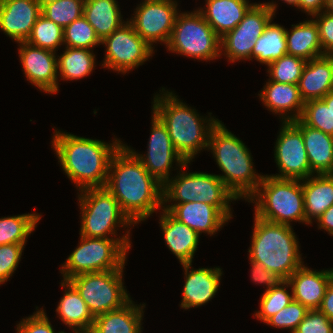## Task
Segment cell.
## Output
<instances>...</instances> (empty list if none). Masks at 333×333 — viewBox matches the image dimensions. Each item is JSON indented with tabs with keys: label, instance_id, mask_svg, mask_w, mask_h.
I'll use <instances>...</instances> for the list:
<instances>
[{
	"label": "cell",
	"instance_id": "6da1fadb",
	"mask_svg": "<svg viewBox=\"0 0 333 333\" xmlns=\"http://www.w3.org/2000/svg\"><path fill=\"white\" fill-rule=\"evenodd\" d=\"M106 189L135 224L162 209L163 184L154 178L125 144L111 158Z\"/></svg>",
	"mask_w": 333,
	"mask_h": 333
},
{
	"label": "cell",
	"instance_id": "7a4b0ae2",
	"mask_svg": "<svg viewBox=\"0 0 333 333\" xmlns=\"http://www.w3.org/2000/svg\"><path fill=\"white\" fill-rule=\"evenodd\" d=\"M106 143L55 130L52 147L69 179L79 187H105L112 156L122 145L114 139Z\"/></svg>",
	"mask_w": 333,
	"mask_h": 333
},
{
	"label": "cell",
	"instance_id": "3957f363",
	"mask_svg": "<svg viewBox=\"0 0 333 333\" xmlns=\"http://www.w3.org/2000/svg\"><path fill=\"white\" fill-rule=\"evenodd\" d=\"M162 92V96L155 95L152 110L165 124L176 152L190 163L199 151L208 149L210 133L220 120L212 118L211 113L209 119H204L174 93L165 88Z\"/></svg>",
	"mask_w": 333,
	"mask_h": 333
},
{
	"label": "cell",
	"instance_id": "277c9868",
	"mask_svg": "<svg viewBox=\"0 0 333 333\" xmlns=\"http://www.w3.org/2000/svg\"><path fill=\"white\" fill-rule=\"evenodd\" d=\"M214 159L224 175H218L237 199H248L256 192L263 175L253 167L249 149L219 121L208 142Z\"/></svg>",
	"mask_w": 333,
	"mask_h": 333
},
{
	"label": "cell",
	"instance_id": "5b68a950",
	"mask_svg": "<svg viewBox=\"0 0 333 333\" xmlns=\"http://www.w3.org/2000/svg\"><path fill=\"white\" fill-rule=\"evenodd\" d=\"M249 260L287 280L303 265L292 226L277 224L254 216Z\"/></svg>",
	"mask_w": 333,
	"mask_h": 333
},
{
	"label": "cell",
	"instance_id": "8992f818",
	"mask_svg": "<svg viewBox=\"0 0 333 333\" xmlns=\"http://www.w3.org/2000/svg\"><path fill=\"white\" fill-rule=\"evenodd\" d=\"M264 175L248 202H255V216L272 223L291 226V221L306 223L303 183Z\"/></svg>",
	"mask_w": 333,
	"mask_h": 333
},
{
	"label": "cell",
	"instance_id": "52a82bcc",
	"mask_svg": "<svg viewBox=\"0 0 333 333\" xmlns=\"http://www.w3.org/2000/svg\"><path fill=\"white\" fill-rule=\"evenodd\" d=\"M121 238H95L81 236L77 248L61 266L63 280L84 273L110 271L125 266L130 249V232Z\"/></svg>",
	"mask_w": 333,
	"mask_h": 333
},
{
	"label": "cell",
	"instance_id": "ba28073f",
	"mask_svg": "<svg viewBox=\"0 0 333 333\" xmlns=\"http://www.w3.org/2000/svg\"><path fill=\"white\" fill-rule=\"evenodd\" d=\"M78 195L81 208L80 236L109 238L116 236V227H127L133 222L120 208L117 199L106 187L86 188ZM119 224V225H118ZM108 234V235H107Z\"/></svg>",
	"mask_w": 333,
	"mask_h": 333
},
{
	"label": "cell",
	"instance_id": "9c48e42d",
	"mask_svg": "<svg viewBox=\"0 0 333 333\" xmlns=\"http://www.w3.org/2000/svg\"><path fill=\"white\" fill-rule=\"evenodd\" d=\"M166 47L172 53L197 60L210 61L221 56L220 37L198 10L177 14Z\"/></svg>",
	"mask_w": 333,
	"mask_h": 333
},
{
	"label": "cell",
	"instance_id": "30bf717a",
	"mask_svg": "<svg viewBox=\"0 0 333 333\" xmlns=\"http://www.w3.org/2000/svg\"><path fill=\"white\" fill-rule=\"evenodd\" d=\"M123 269L84 273L67 281L85 301L93 317L122 308L131 299L123 284Z\"/></svg>",
	"mask_w": 333,
	"mask_h": 333
},
{
	"label": "cell",
	"instance_id": "8fae6325",
	"mask_svg": "<svg viewBox=\"0 0 333 333\" xmlns=\"http://www.w3.org/2000/svg\"><path fill=\"white\" fill-rule=\"evenodd\" d=\"M276 8L274 2L255 3L234 29L220 38L221 54L224 51L230 62L251 60L255 41L262 35L268 23L273 21Z\"/></svg>",
	"mask_w": 333,
	"mask_h": 333
},
{
	"label": "cell",
	"instance_id": "7c38bea8",
	"mask_svg": "<svg viewBox=\"0 0 333 333\" xmlns=\"http://www.w3.org/2000/svg\"><path fill=\"white\" fill-rule=\"evenodd\" d=\"M101 44L107 47L102 67L123 74L142 65L154 53L153 47L136 33L129 21L104 38Z\"/></svg>",
	"mask_w": 333,
	"mask_h": 333
},
{
	"label": "cell",
	"instance_id": "4fadbf2b",
	"mask_svg": "<svg viewBox=\"0 0 333 333\" xmlns=\"http://www.w3.org/2000/svg\"><path fill=\"white\" fill-rule=\"evenodd\" d=\"M135 10L136 13L129 22L136 33L151 47L158 41L167 45L179 12L177 2L144 0Z\"/></svg>",
	"mask_w": 333,
	"mask_h": 333
},
{
	"label": "cell",
	"instance_id": "5bb4252c",
	"mask_svg": "<svg viewBox=\"0 0 333 333\" xmlns=\"http://www.w3.org/2000/svg\"><path fill=\"white\" fill-rule=\"evenodd\" d=\"M274 153L280 174L270 176L304 180L314 175L310 169L302 132L292 121H283Z\"/></svg>",
	"mask_w": 333,
	"mask_h": 333
},
{
	"label": "cell",
	"instance_id": "9a60e30c",
	"mask_svg": "<svg viewBox=\"0 0 333 333\" xmlns=\"http://www.w3.org/2000/svg\"><path fill=\"white\" fill-rule=\"evenodd\" d=\"M151 135L146 155L138 154L130 149L136 157L141 161L146 170L156 178L161 184H165L169 180L170 169L175 160L184 171L189 162L176 152L168 134L165 124L153 112Z\"/></svg>",
	"mask_w": 333,
	"mask_h": 333
},
{
	"label": "cell",
	"instance_id": "2e32d148",
	"mask_svg": "<svg viewBox=\"0 0 333 333\" xmlns=\"http://www.w3.org/2000/svg\"><path fill=\"white\" fill-rule=\"evenodd\" d=\"M19 57L24 74L40 91L58 92V67L56 52L33 46L26 41L18 42Z\"/></svg>",
	"mask_w": 333,
	"mask_h": 333
},
{
	"label": "cell",
	"instance_id": "e0dca14e",
	"mask_svg": "<svg viewBox=\"0 0 333 333\" xmlns=\"http://www.w3.org/2000/svg\"><path fill=\"white\" fill-rule=\"evenodd\" d=\"M41 15V0H0V29L15 42L27 41Z\"/></svg>",
	"mask_w": 333,
	"mask_h": 333
},
{
	"label": "cell",
	"instance_id": "ac0fdd59",
	"mask_svg": "<svg viewBox=\"0 0 333 333\" xmlns=\"http://www.w3.org/2000/svg\"><path fill=\"white\" fill-rule=\"evenodd\" d=\"M162 206L178 221L184 223L199 235L204 232L214 235L228 219L213 205L205 202H187ZM164 207V208H163Z\"/></svg>",
	"mask_w": 333,
	"mask_h": 333
},
{
	"label": "cell",
	"instance_id": "d6986e66",
	"mask_svg": "<svg viewBox=\"0 0 333 333\" xmlns=\"http://www.w3.org/2000/svg\"><path fill=\"white\" fill-rule=\"evenodd\" d=\"M185 270V284L181 308L190 309L199 307L210 301L220 285L222 269L219 268H192V263L181 264ZM190 268H192L190 270ZM190 270V271H189Z\"/></svg>",
	"mask_w": 333,
	"mask_h": 333
},
{
	"label": "cell",
	"instance_id": "ffe728a7",
	"mask_svg": "<svg viewBox=\"0 0 333 333\" xmlns=\"http://www.w3.org/2000/svg\"><path fill=\"white\" fill-rule=\"evenodd\" d=\"M333 279L331 270L316 271L302 265L288 279L293 300L308 310L319 309L328 284Z\"/></svg>",
	"mask_w": 333,
	"mask_h": 333
},
{
	"label": "cell",
	"instance_id": "44dd1931",
	"mask_svg": "<svg viewBox=\"0 0 333 333\" xmlns=\"http://www.w3.org/2000/svg\"><path fill=\"white\" fill-rule=\"evenodd\" d=\"M298 88L304 102L322 99L333 91V56L323 55L308 60L303 68Z\"/></svg>",
	"mask_w": 333,
	"mask_h": 333
},
{
	"label": "cell",
	"instance_id": "7402d4cb",
	"mask_svg": "<svg viewBox=\"0 0 333 333\" xmlns=\"http://www.w3.org/2000/svg\"><path fill=\"white\" fill-rule=\"evenodd\" d=\"M259 96L271 112L281 115L282 122L300 119L305 102L301 98L298 85L269 80ZM289 111H294L295 113L286 116Z\"/></svg>",
	"mask_w": 333,
	"mask_h": 333
},
{
	"label": "cell",
	"instance_id": "603a6c76",
	"mask_svg": "<svg viewBox=\"0 0 333 333\" xmlns=\"http://www.w3.org/2000/svg\"><path fill=\"white\" fill-rule=\"evenodd\" d=\"M160 226L166 246L179 259L181 264L192 263L199 242V234L162 209Z\"/></svg>",
	"mask_w": 333,
	"mask_h": 333
},
{
	"label": "cell",
	"instance_id": "cb8c5ba5",
	"mask_svg": "<svg viewBox=\"0 0 333 333\" xmlns=\"http://www.w3.org/2000/svg\"><path fill=\"white\" fill-rule=\"evenodd\" d=\"M302 132L310 169L313 174H333V136L292 121Z\"/></svg>",
	"mask_w": 333,
	"mask_h": 333
},
{
	"label": "cell",
	"instance_id": "d4e9b609",
	"mask_svg": "<svg viewBox=\"0 0 333 333\" xmlns=\"http://www.w3.org/2000/svg\"><path fill=\"white\" fill-rule=\"evenodd\" d=\"M254 4L248 0H206V10L198 11L221 38L240 23Z\"/></svg>",
	"mask_w": 333,
	"mask_h": 333
},
{
	"label": "cell",
	"instance_id": "484cf974",
	"mask_svg": "<svg viewBox=\"0 0 333 333\" xmlns=\"http://www.w3.org/2000/svg\"><path fill=\"white\" fill-rule=\"evenodd\" d=\"M143 307L131 299L122 308L95 317L89 333H141Z\"/></svg>",
	"mask_w": 333,
	"mask_h": 333
},
{
	"label": "cell",
	"instance_id": "4316f807",
	"mask_svg": "<svg viewBox=\"0 0 333 333\" xmlns=\"http://www.w3.org/2000/svg\"><path fill=\"white\" fill-rule=\"evenodd\" d=\"M302 181L306 224H311L333 205V174H316Z\"/></svg>",
	"mask_w": 333,
	"mask_h": 333
},
{
	"label": "cell",
	"instance_id": "83f0119b",
	"mask_svg": "<svg viewBox=\"0 0 333 333\" xmlns=\"http://www.w3.org/2000/svg\"><path fill=\"white\" fill-rule=\"evenodd\" d=\"M61 286L65 288V294L56 308L59 319L74 332L89 333L95 318L85 301L68 281L62 280Z\"/></svg>",
	"mask_w": 333,
	"mask_h": 333
},
{
	"label": "cell",
	"instance_id": "f1b7e54d",
	"mask_svg": "<svg viewBox=\"0 0 333 333\" xmlns=\"http://www.w3.org/2000/svg\"><path fill=\"white\" fill-rule=\"evenodd\" d=\"M291 31L286 30L287 54L306 61L323 56L318 26L312 20L292 25Z\"/></svg>",
	"mask_w": 333,
	"mask_h": 333
},
{
	"label": "cell",
	"instance_id": "f546056e",
	"mask_svg": "<svg viewBox=\"0 0 333 333\" xmlns=\"http://www.w3.org/2000/svg\"><path fill=\"white\" fill-rule=\"evenodd\" d=\"M118 6L116 0H85L83 16L94 28L100 41L125 23Z\"/></svg>",
	"mask_w": 333,
	"mask_h": 333
},
{
	"label": "cell",
	"instance_id": "4dcf8cb0",
	"mask_svg": "<svg viewBox=\"0 0 333 333\" xmlns=\"http://www.w3.org/2000/svg\"><path fill=\"white\" fill-rule=\"evenodd\" d=\"M270 21L264 32L255 41L251 59L255 58L261 64L269 65L287 54L286 29Z\"/></svg>",
	"mask_w": 333,
	"mask_h": 333
},
{
	"label": "cell",
	"instance_id": "1f68e13d",
	"mask_svg": "<svg viewBox=\"0 0 333 333\" xmlns=\"http://www.w3.org/2000/svg\"><path fill=\"white\" fill-rule=\"evenodd\" d=\"M94 53L85 48L66 47L57 57L58 75L63 80H78L89 75L95 68Z\"/></svg>",
	"mask_w": 333,
	"mask_h": 333
},
{
	"label": "cell",
	"instance_id": "d6a6232c",
	"mask_svg": "<svg viewBox=\"0 0 333 333\" xmlns=\"http://www.w3.org/2000/svg\"><path fill=\"white\" fill-rule=\"evenodd\" d=\"M237 200L218 175L201 172V189L195 201L215 206L228 220L232 218L230 201Z\"/></svg>",
	"mask_w": 333,
	"mask_h": 333
},
{
	"label": "cell",
	"instance_id": "836d02e7",
	"mask_svg": "<svg viewBox=\"0 0 333 333\" xmlns=\"http://www.w3.org/2000/svg\"><path fill=\"white\" fill-rule=\"evenodd\" d=\"M201 189V172L179 174L163 185V204L175 201L174 204L195 201ZM178 201V202H177Z\"/></svg>",
	"mask_w": 333,
	"mask_h": 333
},
{
	"label": "cell",
	"instance_id": "e575fe53",
	"mask_svg": "<svg viewBox=\"0 0 333 333\" xmlns=\"http://www.w3.org/2000/svg\"><path fill=\"white\" fill-rule=\"evenodd\" d=\"M40 214H22L0 218V245L25 244L40 220Z\"/></svg>",
	"mask_w": 333,
	"mask_h": 333
},
{
	"label": "cell",
	"instance_id": "d590c367",
	"mask_svg": "<svg viewBox=\"0 0 333 333\" xmlns=\"http://www.w3.org/2000/svg\"><path fill=\"white\" fill-rule=\"evenodd\" d=\"M85 0H41V14L63 29L83 15Z\"/></svg>",
	"mask_w": 333,
	"mask_h": 333
},
{
	"label": "cell",
	"instance_id": "8d00e7d4",
	"mask_svg": "<svg viewBox=\"0 0 333 333\" xmlns=\"http://www.w3.org/2000/svg\"><path fill=\"white\" fill-rule=\"evenodd\" d=\"M26 42L55 52L56 48L64 44L63 28L41 14Z\"/></svg>",
	"mask_w": 333,
	"mask_h": 333
},
{
	"label": "cell",
	"instance_id": "74e56055",
	"mask_svg": "<svg viewBox=\"0 0 333 333\" xmlns=\"http://www.w3.org/2000/svg\"><path fill=\"white\" fill-rule=\"evenodd\" d=\"M66 47L92 49L101 44L94 28L82 15L63 29Z\"/></svg>",
	"mask_w": 333,
	"mask_h": 333
},
{
	"label": "cell",
	"instance_id": "f35d334b",
	"mask_svg": "<svg viewBox=\"0 0 333 333\" xmlns=\"http://www.w3.org/2000/svg\"><path fill=\"white\" fill-rule=\"evenodd\" d=\"M306 62L302 58L285 54L267 66L269 80L298 85Z\"/></svg>",
	"mask_w": 333,
	"mask_h": 333
},
{
	"label": "cell",
	"instance_id": "ab89813d",
	"mask_svg": "<svg viewBox=\"0 0 333 333\" xmlns=\"http://www.w3.org/2000/svg\"><path fill=\"white\" fill-rule=\"evenodd\" d=\"M300 120L309 127L333 136L332 109L322 99L305 102Z\"/></svg>",
	"mask_w": 333,
	"mask_h": 333
},
{
	"label": "cell",
	"instance_id": "60d3db41",
	"mask_svg": "<svg viewBox=\"0 0 333 333\" xmlns=\"http://www.w3.org/2000/svg\"><path fill=\"white\" fill-rule=\"evenodd\" d=\"M286 287H291L287 280L278 287L265 291L260 299L261 310L254 313L255 317L265 323L271 316L285 308L293 300V294H289Z\"/></svg>",
	"mask_w": 333,
	"mask_h": 333
},
{
	"label": "cell",
	"instance_id": "b9f144b4",
	"mask_svg": "<svg viewBox=\"0 0 333 333\" xmlns=\"http://www.w3.org/2000/svg\"><path fill=\"white\" fill-rule=\"evenodd\" d=\"M308 309L300 302L292 300L285 308L271 316L265 323L275 328H288L291 333L297 329Z\"/></svg>",
	"mask_w": 333,
	"mask_h": 333
},
{
	"label": "cell",
	"instance_id": "7bdbcfd3",
	"mask_svg": "<svg viewBox=\"0 0 333 333\" xmlns=\"http://www.w3.org/2000/svg\"><path fill=\"white\" fill-rule=\"evenodd\" d=\"M25 244L0 245V284L8 281L21 259Z\"/></svg>",
	"mask_w": 333,
	"mask_h": 333
},
{
	"label": "cell",
	"instance_id": "ee69618b",
	"mask_svg": "<svg viewBox=\"0 0 333 333\" xmlns=\"http://www.w3.org/2000/svg\"><path fill=\"white\" fill-rule=\"evenodd\" d=\"M294 333H333V322L319 309L308 310Z\"/></svg>",
	"mask_w": 333,
	"mask_h": 333
},
{
	"label": "cell",
	"instance_id": "f6af8a7d",
	"mask_svg": "<svg viewBox=\"0 0 333 333\" xmlns=\"http://www.w3.org/2000/svg\"><path fill=\"white\" fill-rule=\"evenodd\" d=\"M16 330L17 333H55L45 311L42 309L26 319H22ZM58 333H64V331Z\"/></svg>",
	"mask_w": 333,
	"mask_h": 333
},
{
	"label": "cell",
	"instance_id": "bcb514c9",
	"mask_svg": "<svg viewBox=\"0 0 333 333\" xmlns=\"http://www.w3.org/2000/svg\"><path fill=\"white\" fill-rule=\"evenodd\" d=\"M315 22L318 26L321 47L324 55H333V14L326 11L316 13Z\"/></svg>",
	"mask_w": 333,
	"mask_h": 333
},
{
	"label": "cell",
	"instance_id": "7dc6e473",
	"mask_svg": "<svg viewBox=\"0 0 333 333\" xmlns=\"http://www.w3.org/2000/svg\"><path fill=\"white\" fill-rule=\"evenodd\" d=\"M251 273H252V279L254 282H257L259 284H265L267 286L266 291H268L271 288L278 287L281 283L285 281L283 277H281L277 273H273L269 270H267L264 266L261 264H258L254 261H251Z\"/></svg>",
	"mask_w": 333,
	"mask_h": 333
},
{
	"label": "cell",
	"instance_id": "c3c4849f",
	"mask_svg": "<svg viewBox=\"0 0 333 333\" xmlns=\"http://www.w3.org/2000/svg\"><path fill=\"white\" fill-rule=\"evenodd\" d=\"M319 310L333 322V279L326 288Z\"/></svg>",
	"mask_w": 333,
	"mask_h": 333
},
{
	"label": "cell",
	"instance_id": "681fc988",
	"mask_svg": "<svg viewBox=\"0 0 333 333\" xmlns=\"http://www.w3.org/2000/svg\"><path fill=\"white\" fill-rule=\"evenodd\" d=\"M326 0H299L298 9L307 12L308 15H315L324 10Z\"/></svg>",
	"mask_w": 333,
	"mask_h": 333
},
{
	"label": "cell",
	"instance_id": "f907efd6",
	"mask_svg": "<svg viewBox=\"0 0 333 333\" xmlns=\"http://www.w3.org/2000/svg\"><path fill=\"white\" fill-rule=\"evenodd\" d=\"M318 227L333 236V205H331L318 219Z\"/></svg>",
	"mask_w": 333,
	"mask_h": 333
},
{
	"label": "cell",
	"instance_id": "816d5d0a",
	"mask_svg": "<svg viewBox=\"0 0 333 333\" xmlns=\"http://www.w3.org/2000/svg\"><path fill=\"white\" fill-rule=\"evenodd\" d=\"M322 100L327 104V106H330L332 109V114H333V91H330L327 93Z\"/></svg>",
	"mask_w": 333,
	"mask_h": 333
},
{
	"label": "cell",
	"instance_id": "f5cc1de1",
	"mask_svg": "<svg viewBox=\"0 0 333 333\" xmlns=\"http://www.w3.org/2000/svg\"><path fill=\"white\" fill-rule=\"evenodd\" d=\"M324 11L333 14V0H326Z\"/></svg>",
	"mask_w": 333,
	"mask_h": 333
},
{
	"label": "cell",
	"instance_id": "db71d44e",
	"mask_svg": "<svg viewBox=\"0 0 333 333\" xmlns=\"http://www.w3.org/2000/svg\"><path fill=\"white\" fill-rule=\"evenodd\" d=\"M284 1L285 3H288L289 5L296 6L298 8L299 5V0H281Z\"/></svg>",
	"mask_w": 333,
	"mask_h": 333
}]
</instances>
